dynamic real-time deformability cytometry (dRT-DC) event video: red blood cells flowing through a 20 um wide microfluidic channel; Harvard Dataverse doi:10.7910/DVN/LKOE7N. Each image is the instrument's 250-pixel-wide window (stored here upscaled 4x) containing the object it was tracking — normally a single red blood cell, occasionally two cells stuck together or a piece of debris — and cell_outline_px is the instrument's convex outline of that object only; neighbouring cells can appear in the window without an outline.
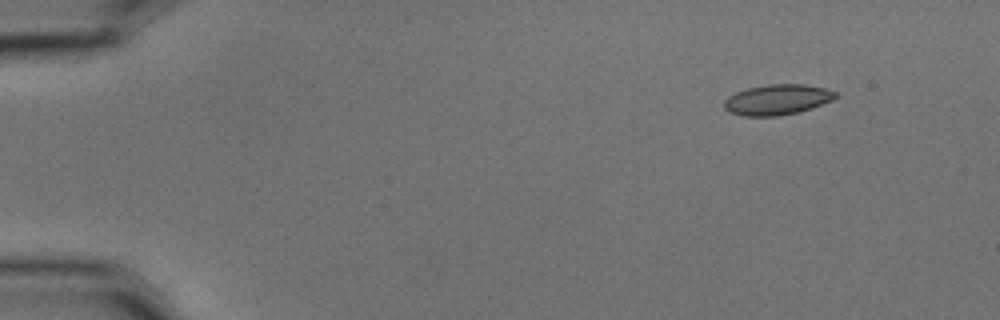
{"species": "common noctule bat (a hibernating species)", "species_latin": "Nyctalus noctula", "temperature_condition": "cold", "stored_images_in_passage": 6, "camera_frame_rate_fps": 3000, "um_per_image_px": 0.085, "animal": {"sex": "male", "body_mass_g": 15.6}, "frame": {"image": 1, "passage_image": 3, "time_ms": 0.667, "image_size_px": [1000, 320], "cell_outline_px": [[836, 96], [832, 100], [812, 108], [800, 112], [776, 116], [744, 116], [728, 112], [724, 108], [724, 100], [728, 96], [736, 92], [748, 88], [768, 84], [804, 84], [824, 88], [836, 92]], "centroid_in_image_um": [66.04, 8.47], "position_along_channel_um": 19.0, "area_um2": 19.77}}
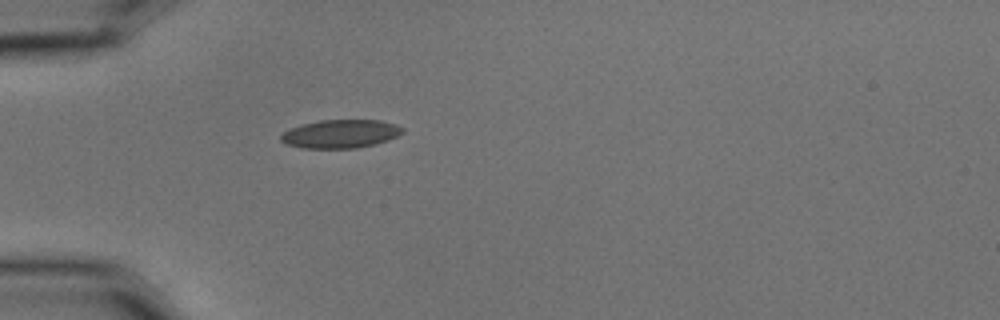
{"frame": {"image": 2, "passage_image": 6, "time_ms": 1.667, "image_size_px": [1000, 320], "cell_outline_px": [[404, 132], [388, 140], [376, 144], [356, 148], [300, 148], [288, 144], [280, 140], [280, 136], [284, 132], [292, 128], [304, 124], [320, 120], [380, 120], [396, 124], [404, 128]], "centroid_in_image_um": [28.98, 11.38], "position_along_channel_um": 56.0, "area_um2": 20.06}}